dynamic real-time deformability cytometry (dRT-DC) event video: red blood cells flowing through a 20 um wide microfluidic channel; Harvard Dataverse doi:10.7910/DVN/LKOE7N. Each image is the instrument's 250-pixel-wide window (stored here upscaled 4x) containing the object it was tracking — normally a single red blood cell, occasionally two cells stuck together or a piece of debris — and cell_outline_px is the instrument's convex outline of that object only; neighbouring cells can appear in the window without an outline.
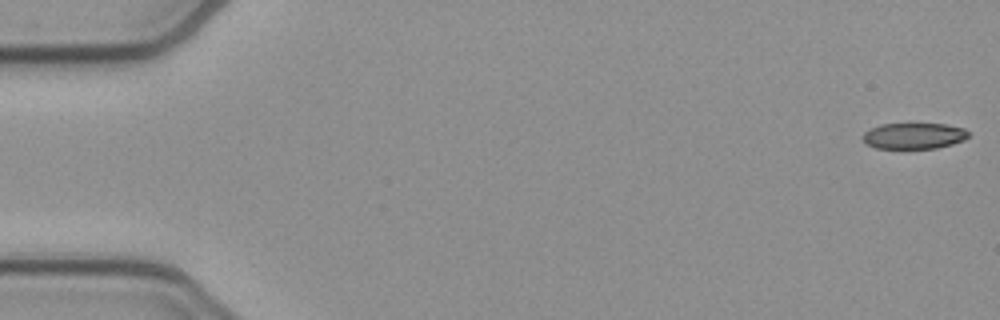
{"species": "common noctule bat (a hibernating species)", "species_latin": "Nyctalus noctula", "temperature_condition": "cold", "stored_images_in_passage": 53, "camera_frame_rate_fps": 3000, "um_per_image_px": 0.085, "animal": {"sex": "female", "body_mass_g": 21.9}, "frame": {"image": 1, "passage_image": 1, "time_ms": 0.0, "image_size_px": [1000, 320], "cell_outline_px": [[968, 136], [964, 140], [952, 144], [936, 148], [876, 148], [864, 144], [864, 132], [880, 124], [948, 124], [964, 128], [968, 132]], "centroid_in_image_um": [77.69, 11.55], "position_along_channel_um": 7.3, "area_um2": 15.95}}
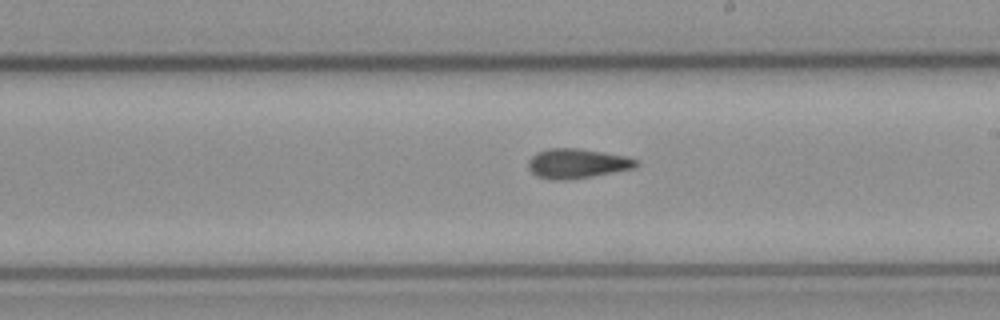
{"frame": {"image": 2, "passage_image": 30, "time_ms": 9.667, "image_size_px": [1000, 320], "cell_outline_px": [[640, 164], [636, 168], [592, 176], [568, 180], [552, 180], [536, 176], [528, 168], [528, 160], [536, 152], [548, 148], [576, 148], [628, 156], [636, 160]], "centroid_in_image_um": [49.05, 13.9], "position_along_channel_um": 240.0, "area_um2": 18.79}}
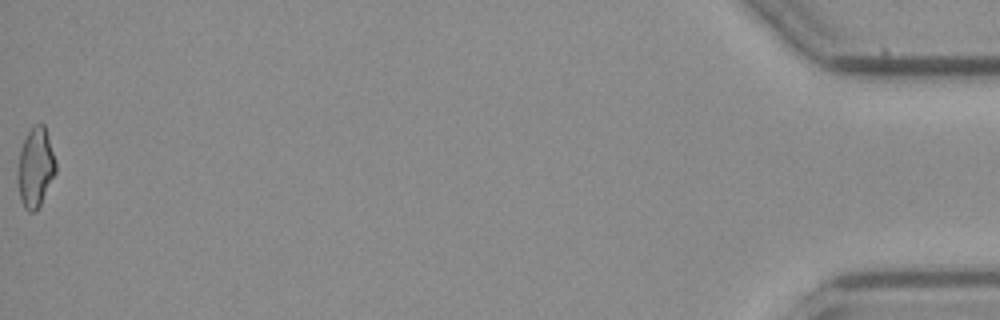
{"frame": {"image": 3, "passage_image": 53, "time_ms": 17.333, "image_size_px": [1000, 320], "cell_outline_px": [[56, 172], [36, 212], [28, 212], [24, 208], [20, 200], [16, 180], [16, 168], [20, 148], [32, 124], [44, 124], [56, 160]], "centroid_in_image_um": [2.98, 14.25], "position_along_channel_um": 432.2, "area_um2": 18.03}, "authors_computed_cell_mechanics": {"area_um2": 17.9758, "velocity_mm_per_s": 3.9003, "shape_relaxation_time_tau1_ms": null, "shape_relaxation_time_tau2_ms": 3.2638, "deformation_change_tau1": null, "deformation_change_tau2": 0.0941}}